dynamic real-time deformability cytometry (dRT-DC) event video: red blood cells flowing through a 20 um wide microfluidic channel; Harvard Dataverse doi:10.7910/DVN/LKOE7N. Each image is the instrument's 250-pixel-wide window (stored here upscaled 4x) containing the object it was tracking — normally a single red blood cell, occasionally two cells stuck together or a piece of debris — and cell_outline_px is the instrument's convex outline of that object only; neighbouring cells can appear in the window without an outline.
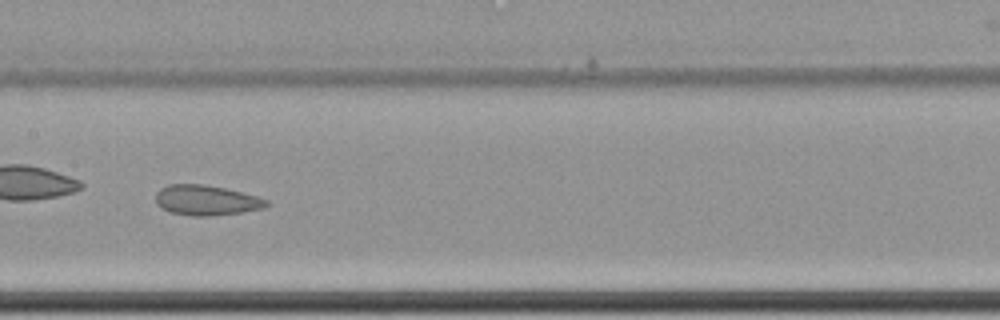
{"species": "common noctule bat (a hibernating species)", "species_latin": "Nyctalus noctula", "temperature_condition": "cold", "stored_images_in_passage": 10, "camera_frame_rate_fps": 3000, "um_per_image_px": 0.085, "animal": {"sex": "female", "body_mass_g": 22.7, "forearm_length_mm": 54.2}, "frame": {"image": 1, "passage_image": 7, "time_ms": 2.0, "image_size_px": [1000, 320], "cell_outline_px": [[268, 204], [264, 208], [240, 212], [208, 216], [192, 216], [172, 212], [160, 208], [156, 204], [156, 192], [160, 188], [168, 184], [204, 184], [224, 188], [256, 196], [268, 200]], "centroid_in_image_um": [17.49, 17.01], "position_along_channel_um": 189.9, "area_um2": 19.36}}
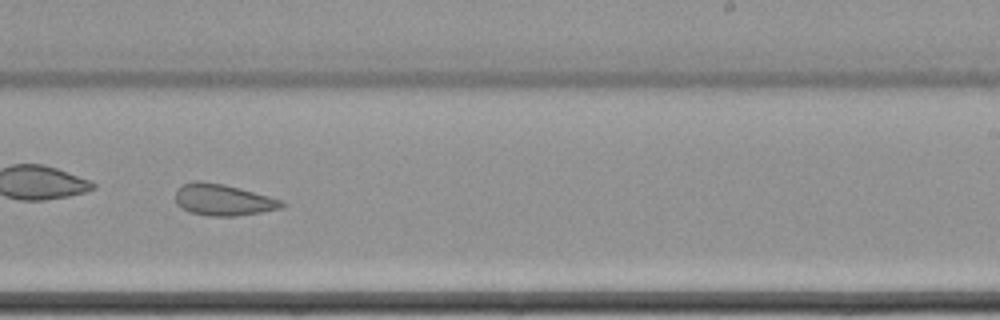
{"frame": {"image": 2, "passage_image": 9, "time_ms": 2.667, "image_size_px": [1000, 320], "cell_outline_px": [[288, 204], [280, 208], [260, 212], [232, 216], [208, 216], [192, 212], [176, 204], [176, 188], [184, 184], [196, 180], [200, 180], [224, 184], [240, 188], [284, 200]], "centroid_in_image_um": [18.98, 16.97], "position_along_channel_um": 270.0, "area_um2": 19.48}}
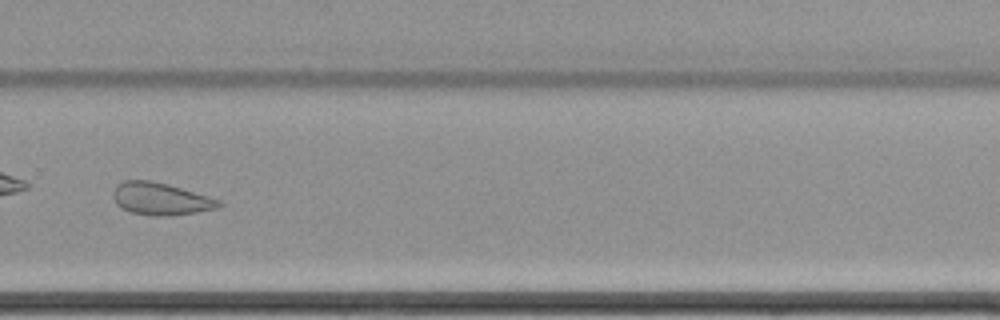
{"frame": {"image": 3, "passage_image": 10, "time_ms": 3.0, "image_size_px": [1000, 320], "cell_outline_px": [[224, 204], [216, 208], [196, 212], [168, 216], [152, 216], [128, 212], [116, 204], [112, 196], [112, 192], [116, 184], [124, 180], [152, 180], [168, 184], [208, 196], [220, 200]], "centroid_in_image_um": [13.61, 16.9], "position_along_channel_um": 316.2, "area_um2": 20.11}}